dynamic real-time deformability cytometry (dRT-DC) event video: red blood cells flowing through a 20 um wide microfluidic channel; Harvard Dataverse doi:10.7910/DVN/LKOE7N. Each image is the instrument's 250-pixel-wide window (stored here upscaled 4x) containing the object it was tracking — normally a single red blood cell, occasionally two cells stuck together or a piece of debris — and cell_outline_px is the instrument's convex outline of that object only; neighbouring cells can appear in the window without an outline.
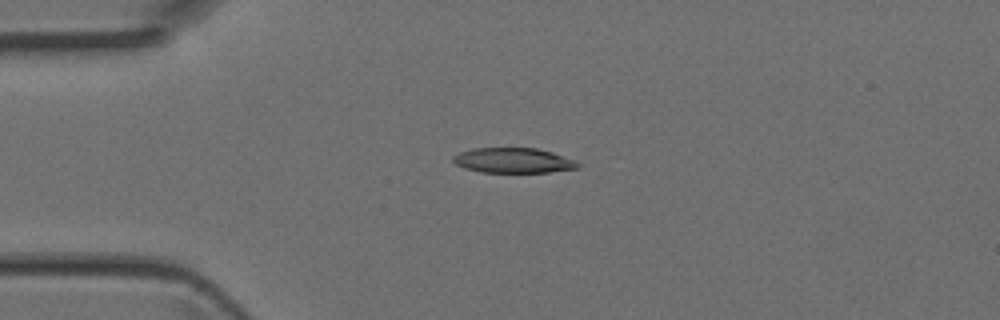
{"species": "Egyptian fruit bat (a non-hibernating species)", "species_latin": "Rousettus aegyptiacus", "temperature_condition": "room temperature", "stored_images_in_passage": 5, "camera_frame_rate_fps": 3000, "um_per_image_px": 0.085, "animal": {"sex": "female"}, "frame": {"image": 1, "passage_image": 4, "time_ms": 1.0, "image_size_px": [1000, 320], "cell_outline_px": [[580, 168], [548, 172], [480, 172], [464, 168], [456, 164], [452, 160], [452, 156], [460, 152], [472, 148], [536, 148], [552, 152], [576, 160], [580, 164]], "centroid_in_image_um": [43.64, 13.64], "position_along_channel_um": 41.4, "area_um2": 18.32}}
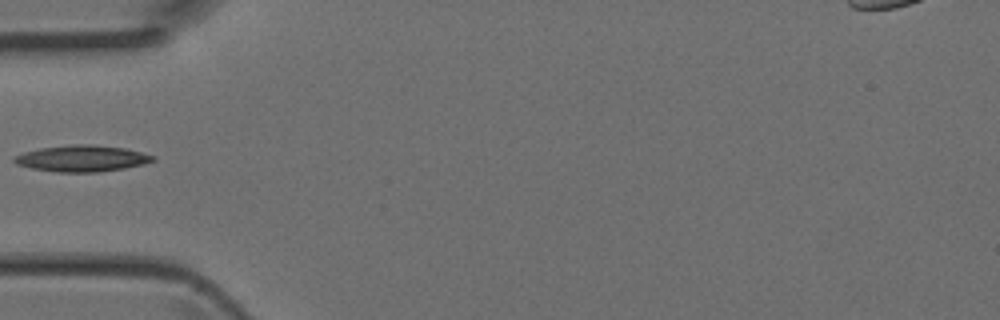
{"frame": {"image": 2, "passage_image": 5, "time_ms": 1.333, "image_size_px": [1000, 320], "cell_outline_px": [[156, 160], [144, 164], [124, 168], [100, 172], [56, 172], [32, 168], [16, 164], [12, 160], [12, 156], [24, 152], [40, 148], [72, 144], [92, 144], [124, 148], [156, 156]], "centroid_in_image_um": [6.95, 13.46], "position_along_channel_um": 78.0, "area_um2": 21.39}}